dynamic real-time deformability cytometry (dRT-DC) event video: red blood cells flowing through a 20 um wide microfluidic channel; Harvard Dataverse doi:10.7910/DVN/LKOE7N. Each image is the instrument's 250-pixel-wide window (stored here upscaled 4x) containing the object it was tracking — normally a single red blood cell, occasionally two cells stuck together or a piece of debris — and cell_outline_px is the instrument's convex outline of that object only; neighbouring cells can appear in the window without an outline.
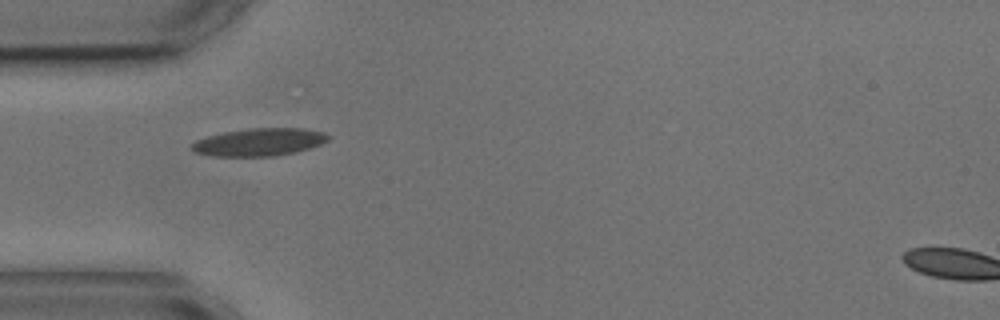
{"species": "common noctule bat (a hibernating species)", "species_latin": "Nyctalus noctula", "temperature_condition": "cold", "stored_images_in_passage": 15, "segment_of_instrument_passage": [1, 2], "camera_frame_rate_fps": 3000, "um_per_image_px": 0.085, "animal": {"sex": "male", "body_mass_g": 17.9, "forearm_length_mm": 54.2}, "frame": {"image": 1, "passage_image": 4, "time_ms": 6.0, "image_size_px": [1000, 320], "cell_outline_px": [[332, 136], [328, 140], [320, 144], [296, 152], [276, 156], [212, 156], [196, 152], [188, 148], [196, 140], [208, 136], [224, 132], [252, 128], [304, 128], [324, 132]], "centroid_in_image_um": [22.05, 12.07], "position_along_channel_um": 63.0, "area_um2": 22.02}}
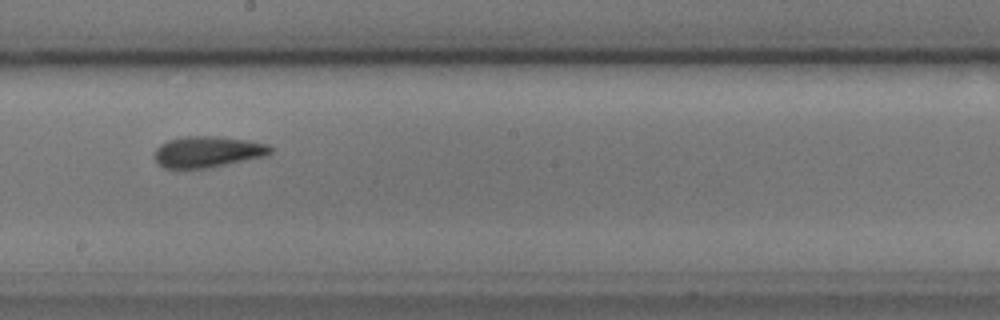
{"frame": {"image": 2, "passage_image": 8, "time_ms": 10.667, "image_size_px": [1000, 320], "cell_outline_px": [[272, 152], [268, 156], [208, 168], [180, 172], [164, 168], [156, 160], [156, 148], [160, 144], [168, 140], [184, 136], [220, 136], [248, 140], [268, 144], [272, 148]], "centroid_in_image_um": [17.65, 12.94], "position_along_channel_um": 230.6, "area_um2": 21.79}}
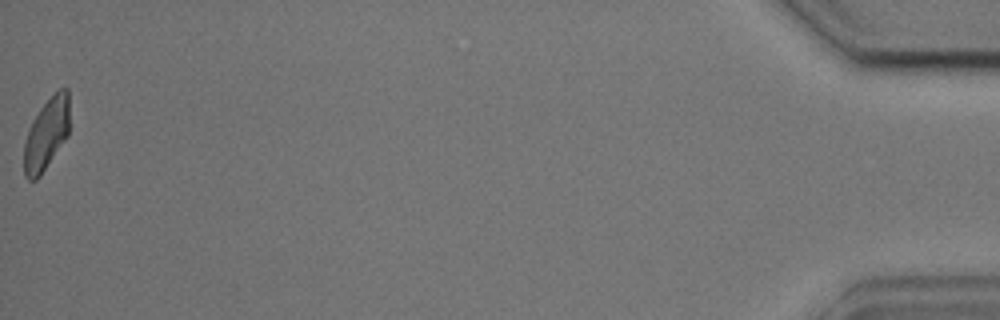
{"frame": {"image": 3, "passage_image": 14, "time_ms": 19.0, "image_size_px": [1000, 320], "cell_outline_px": [[68, 136], [40, 176], [36, 180], [28, 180], [24, 176], [24, 144], [32, 120], [40, 108], [60, 88], [68, 88]], "centroid_in_image_um": [3.93, 11.43], "position_along_channel_um": 431.3, "area_um2": 18.79}}